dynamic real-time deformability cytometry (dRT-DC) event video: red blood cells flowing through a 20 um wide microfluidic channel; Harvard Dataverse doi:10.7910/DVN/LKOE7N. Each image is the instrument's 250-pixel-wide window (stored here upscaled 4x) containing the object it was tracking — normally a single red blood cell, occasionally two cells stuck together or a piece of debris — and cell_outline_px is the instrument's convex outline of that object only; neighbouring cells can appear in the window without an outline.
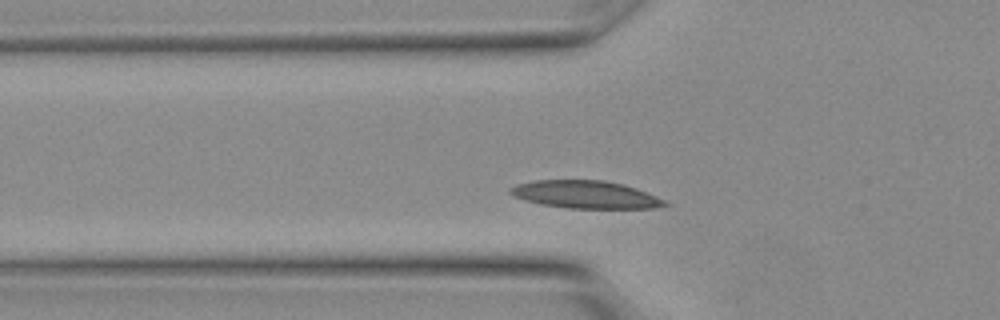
{"species": "Egyptian fruit bat (a non-hibernating species)", "species_latin": "Rousettus aegyptiacus", "temperature_condition": "warm", "stored_images_in_passage": 4, "camera_frame_rate_fps": 3000, "um_per_image_px": 0.085, "animal": {"sex": "female"}, "frame": {"image": 1, "passage_image": 3, "time_ms": 0.667, "image_size_px": [1000, 320], "cell_outline_px": [[668, 204], [652, 208], [568, 208], [540, 204], [524, 200], [512, 196], [508, 192], [508, 188], [516, 184], [536, 180], [604, 180], [624, 184], [636, 188], [664, 200]], "centroid_in_image_um": [49.69, 16.53], "position_along_channel_um": 76.1, "area_um2": 24.85}}